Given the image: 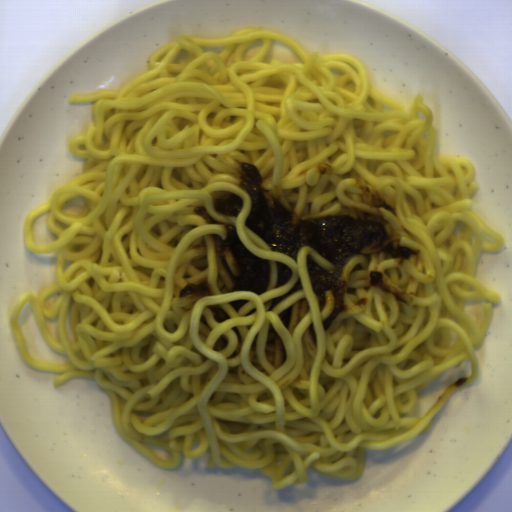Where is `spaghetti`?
<instances>
[{"mask_svg": "<svg viewBox=\"0 0 512 512\" xmlns=\"http://www.w3.org/2000/svg\"><path fill=\"white\" fill-rule=\"evenodd\" d=\"M119 89L70 95L90 102L68 153L86 159L23 221L28 251L57 253L54 281L10 308L15 346L53 385L90 378L110 400L120 436L166 469L180 452L208 466L261 470L273 486L363 474L367 450L403 445L432 426L452 395L477 383L476 351L501 295L477 277L481 252L504 237L474 211L476 167L436 154L434 115L416 94L405 106L374 88L362 60L307 52L260 25L227 37L177 35ZM254 164L299 219L346 214L386 226L399 258L365 246L341 268L345 310L327 331L308 255L273 252L245 225L239 162ZM237 194L238 217L215 197ZM206 212L222 225L194 213ZM226 224L269 260L265 294L231 293L209 234ZM276 262L292 269L276 288ZM379 271L406 303L370 285ZM300 278L302 290L278 302ZM207 281L206 295L178 296ZM246 299L238 311L229 305ZM29 308L62 364L31 358L18 314ZM229 315L214 320L207 307ZM292 307L288 329L279 315ZM256 308V312L247 314ZM313 322L317 343L308 325ZM472 367L421 415L420 393L463 362Z\"/></svg>", "mask_w": 512, "mask_h": 512, "instance_id": "spaghetti-1", "label": "spaghetti"}]
</instances>
